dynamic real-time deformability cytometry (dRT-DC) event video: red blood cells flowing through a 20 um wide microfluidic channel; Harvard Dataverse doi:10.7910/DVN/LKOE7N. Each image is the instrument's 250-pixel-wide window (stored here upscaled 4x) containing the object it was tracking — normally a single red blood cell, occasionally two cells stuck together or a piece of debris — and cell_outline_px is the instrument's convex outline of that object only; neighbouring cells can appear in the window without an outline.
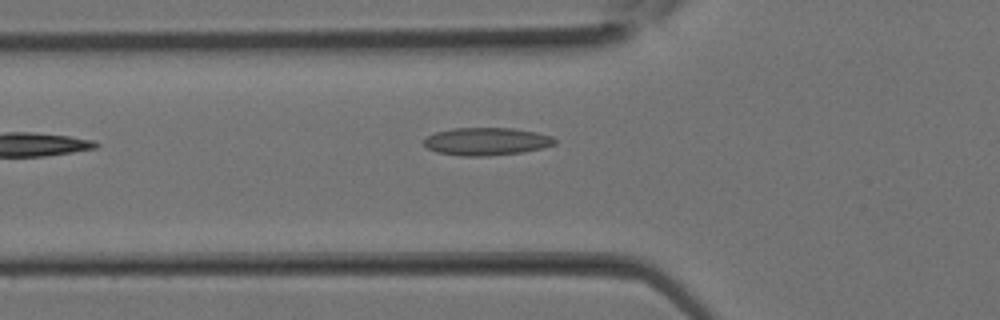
{"species": "Egyptian fruit bat (a non-hibernating species)", "species_latin": "Rousettus aegyptiacus", "temperature_condition": "room temperature", "stored_images_in_passage": 12, "camera_frame_rate_fps": 3000, "um_per_image_px": 0.085, "animal": {"sex": "female"}, "frame": {"image": 1, "passage_image": 2, "time_ms": 0.333, "image_size_px": [1000, 320], "cell_outline_px": [[556, 144], [540, 148], [520, 152], [488, 156], [460, 156], [436, 152], [428, 148], [424, 144], [424, 140], [428, 136], [436, 132], [452, 128], [512, 128], [536, 132], [552, 136], [556, 140]], "centroid_in_image_um": [41.34, 12.02], "position_along_channel_um": 84.5, "area_um2": 21.04}}
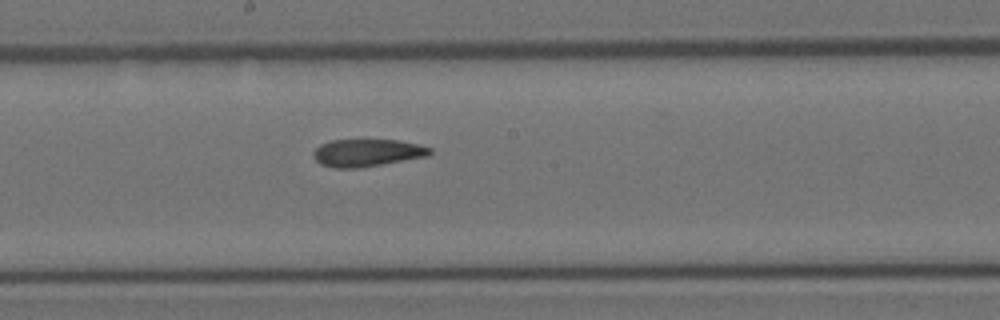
{"frame": {"image": 2, "passage_image": 8, "time_ms": 2.333, "image_size_px": [1000, 320], "cell_outline_px": [[432, 152], [428, 156], [360, 168], [336, 168], [320, 164], [312, 156], [312, 152], [320, 144], [332, 140], [396, 140], [420, 144], [432, 148]], "centroid_in_image_um": [31.2, 12.99], "position_along_channel_um": 217.0, "area_um2": 18.73}}
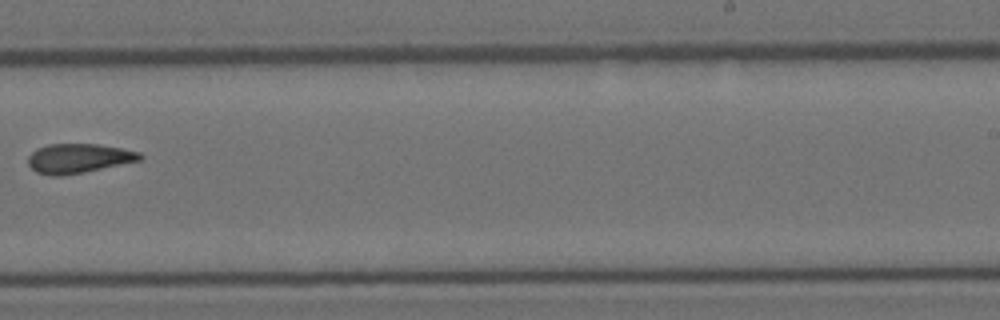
{"frame": {"image": 3, "passage_image": 11, "time_ms": 3.333, "image_size_px": [1000, 320], "cell_outline_px": [[144, 156], [140, 160], [84, 172], [60, 176], [52, 176], [36, 172], [28, 164], [28, 156], [36, 148], [48, 144], [96, 144], [120, 148], [140, 152]], "centroid_in_image_um": [6.65, 13.46], "position_along_channel_um": 282.4, "area_um2": 19.07}}